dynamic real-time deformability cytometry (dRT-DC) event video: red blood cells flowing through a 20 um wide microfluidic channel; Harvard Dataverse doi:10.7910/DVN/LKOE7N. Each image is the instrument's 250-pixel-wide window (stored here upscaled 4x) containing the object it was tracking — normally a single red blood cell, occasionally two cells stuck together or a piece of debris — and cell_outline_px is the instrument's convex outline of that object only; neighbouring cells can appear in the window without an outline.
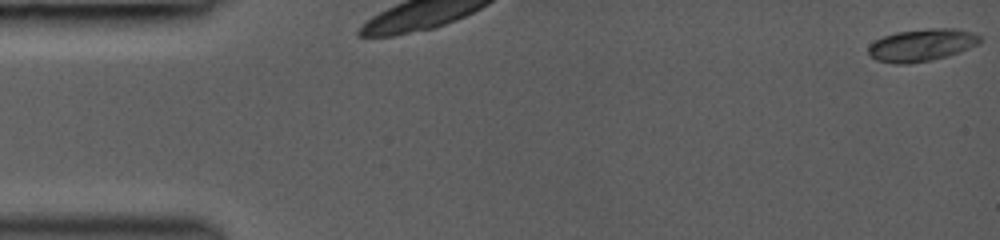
{"species": "common noctule bat (a hibernating species)", "species_latin": "Nyctalus noctula", "temperature_condition": "room temperature", "stored_images_in_passage": 27, "camera_frame_rate_fps": 3000, "um_per_image_px": 0.085, "animal": {"sex": "female", "body_mass_g": 19.0, "forearm_length_mm": 53.3}, "frame": {"image": 1, "passage_image": 1, "time_ms": 0.0, "image_size_px": [1000, 240], "cell_outline_px": [[980, 44], [960, 52], [932, 60], [908, 64], [896, 64], [876, 60], [868, 52], [868, 48], [876, 40], [884, 36], [896, 32], [928, 28], [956, 28], [976, 32], [980, 36]], "centroid_in_image_um": [78.4, 3.82], "position_along_channel_um": 6.6, "area_um2": 21.15}}
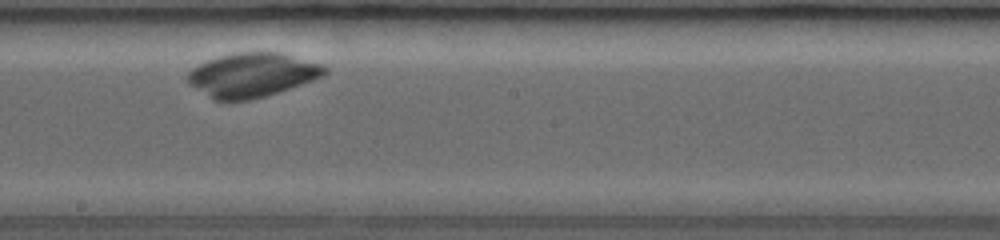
{"frame": {"image": 2, "passage_image": 15, "time_ms": 5.0, "image_size_px": [1000, 240], "cell_outline_px": [[328, 72], [312, 80], [264, 96], [248, 100], [212, 100], [188, 84], [188, 72], [192, 68], [208, 60], [220, 56], [236, 52], [280, 52], [324, 64], [328, 68]], "centroid_in_image_um": [21.42, 6.36], "position_along_channel_um": 226.8, "area_um2": 35.03}}
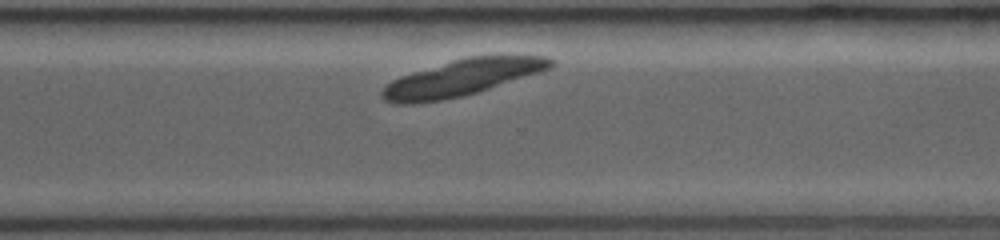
{"frame": {"image": 3, "passage_image": 22, "time_ms": 7.667, "image_size_px": [1000, 240], "cell_outline_px": [[556, 64], [540, 72], [476, 92], [460, 96], [440, 100], [412, 104], [396, 104], [384, 100], [380, 96], [380, 92], [392, 80], [400, 76], [412, 72], [452, 60], [468, 56], [548, 56], [556, 60]], "centroid_in_image_um": [39.25, 6.6], "position_along_channel_um": 331.4, "area_um2": 35.26}}